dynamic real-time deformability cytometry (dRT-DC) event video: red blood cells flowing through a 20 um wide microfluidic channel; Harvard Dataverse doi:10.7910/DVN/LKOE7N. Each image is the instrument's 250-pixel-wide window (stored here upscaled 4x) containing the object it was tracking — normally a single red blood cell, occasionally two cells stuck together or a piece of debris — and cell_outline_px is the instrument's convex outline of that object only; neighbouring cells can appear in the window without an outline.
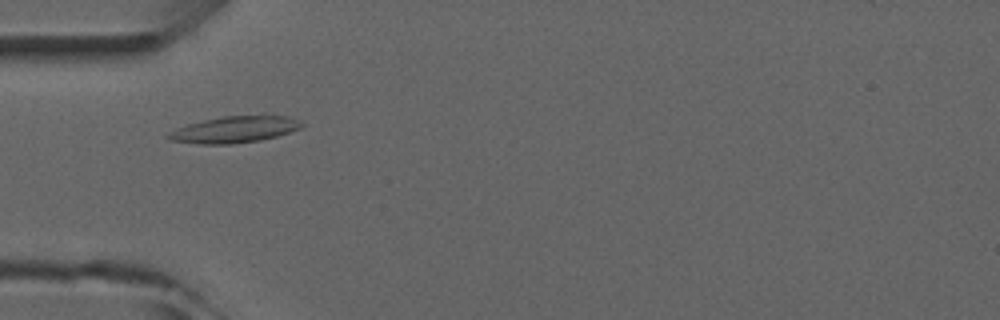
{"species": "common noctule bat (a hibernating species)", "species_latin": "Nyctalus noctula", "temperature_condition": "room temperature", "stored_images_in_passage": 6, "camera_frame_rate_fps": 3000, "um_per_image_px": 0.085, "animal": {"sex": "male", "forearm_length_mm": 52.5}, "frame": {"image": 1, "passage_image": 3, "time_ms": 3.333, "image_size_px": [1000, 320], "cell_outline_px": [[304, 124], [300, 128], [276, 136], [260, 140], [232, 144], [196, 144], [172, 140], [164, 136], [168, 132], [176, 128], [188, 124], [204, 120], [224, 116], [264, 112], [288, 116], [300, 120]], "centroid_in_image_um": [19.99, 10.96], "position_along_channel_um": 65.0, "area_um2": 21.33}}
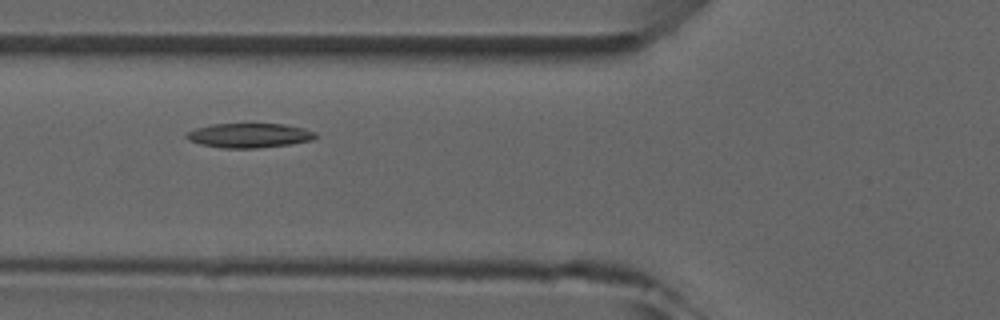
{"frame": {"image": 2, "passage_image": 4, "time_ms": 4.333, "image_size_px": [1000, 320], "cell_outline_px": [[316, 136], [312, 140], [288, 144], [256, 148], [224, 148], [200, 144], [188, 140], [184, 136], [184, 132], [196, 128], [212, 124], [284, 124], [304, 128], [316, 132]], "centroid_in_image_um": [21.14, 11.51], "position_along_channel_um": 104.7, "area_um2": 18.38}}
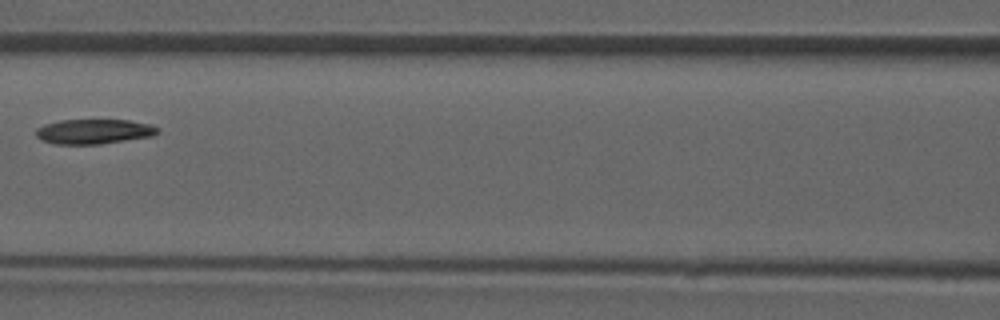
{"frame": {"image": 3, "passage_image": 5, "time_ms": 5.667, "image_size_px": [1000, 320], "cell_outline_px": [[160, 132], [152, 136], [100, 144], [56, 144], [40, 140], [36, 136], [36, 128], [44, 124], [60, 120], [128, 120], [152, 124], [160, 128]], "centroid_in_image_um": [7.99, 11.17], "position_along_channel_um": 158.6, "area_um2": 17.74}}